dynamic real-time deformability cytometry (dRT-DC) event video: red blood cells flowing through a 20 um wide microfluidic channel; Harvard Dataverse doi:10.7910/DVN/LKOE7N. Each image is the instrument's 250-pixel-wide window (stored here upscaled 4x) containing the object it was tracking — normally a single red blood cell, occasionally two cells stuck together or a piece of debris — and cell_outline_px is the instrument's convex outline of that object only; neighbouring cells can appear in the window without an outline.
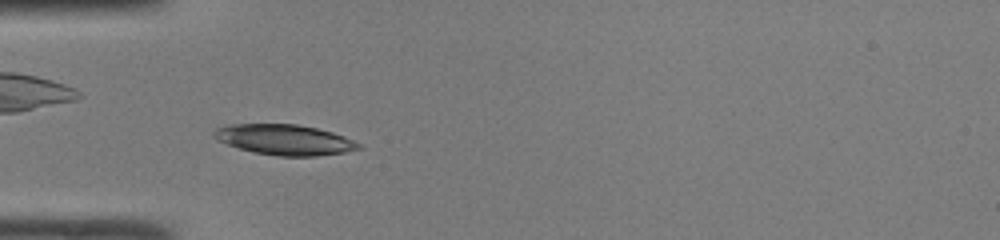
{"species": "common noctule bat (a hibernating species)", "species_latin": "Nyctalus noctula", "temperature_condition": "room temperature", "stored_images_in_passage": 44, "camera_frame_rate_fps": 3000, "um_per_image_px": 0.085, "animal": {"sex": "male", "body_mass_g": 19.0, "forearm_length_mm": 50.8}, "frame": {"image": 1, "passage_image": 11, "time_ms": 3.333, "image_size_px": [1000, 240], "cell_outline_px": [[364, 148], [344, 152], [316, 156], [276, 156], [252, 152], [216, 140], [212, 136], [212, 132], [216, 128], [228, 124], [296, 124], [316, 128], [332, 132], [344, 136], [360, 144]], "centroid_in_image_um": [24.16, 11.87], "position_along_channel_um": 60.8, "area_um2": 25.72}}
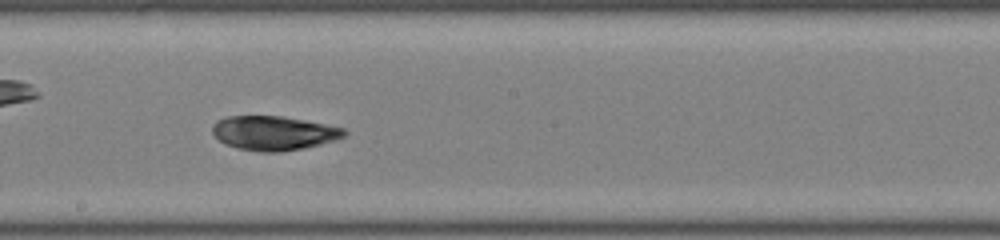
{"frame": {"image": 2, "passage_image": 23, "time_ms": 7.333, "image_size_px": [1000, 240], "cell_outline_px": [[348, 132], [344, 136], [336, 140], [304, 148], [280, 152], [260, 152], [236, 148], [224, 144], [212, 132], [212, 124], [216, 120], [228, 116], [280, 116], [304, 120], [344, 128]], "centroid_in_image_um": [23.24, 11.31], "position_along_channel_um": 225.0, "area_um2": 26.36}}
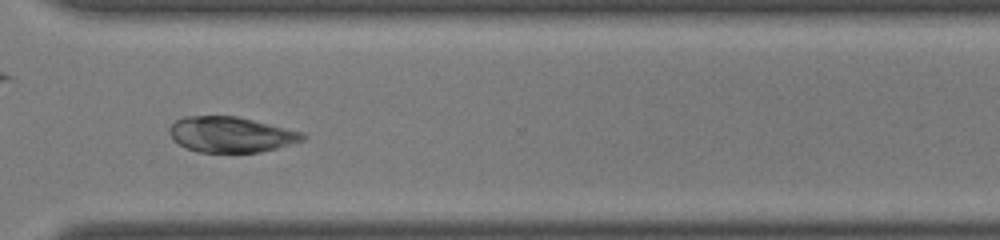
{"frame": {"image": 3, "passage_image": 32, "time_ms": 10.333, "image_size_px": [1000, 240], "cell_outline_px": [[308, 136], [304, 140], [276, 148], [260, 152], [196, 152], [184, 148], [168, 132], [168, 128], [176, 120], [184, 116], [236, 116], [304, 132]], "centroid_in_image_um": [19.63, 11.43], "position_along_channel_um": 351.0, "area_um2": 27.57}, "authors_computed_cell_mechanics": {"area_um2": 26.3279, "velocity_mm_per_s": 4.1815, "shape_relaxation_time_tau1_ms": 2.6324, "shape_relaxation_time_tau2_ms": 2.5906, "deformation_change_tau1": 0.0805, "deformation_change_tau2": 0.0761}}